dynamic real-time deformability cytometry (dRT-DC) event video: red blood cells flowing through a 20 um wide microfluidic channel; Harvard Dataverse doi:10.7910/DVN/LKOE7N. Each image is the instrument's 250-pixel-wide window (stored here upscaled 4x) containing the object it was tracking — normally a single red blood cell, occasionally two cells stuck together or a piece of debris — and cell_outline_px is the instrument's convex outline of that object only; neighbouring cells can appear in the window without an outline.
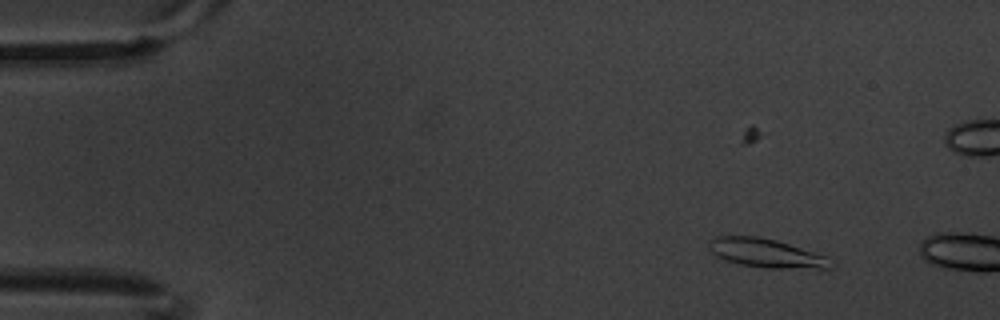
{"species": "common noctule bat (a hibernating species)", "species_latin": "Nyctalus noctula", "temperature_condition": "warm", "stored_images_in_passage": 4, "camera_frame_rate_fps": 3000, "um_per_image_px": 0.085, "animal": {"sex": "male", "body_mass_g": 20.1, "forearm_length_mm": 53.5}, "frame": {"image": 1, "passage_image": 3, "time_ms": 0.667, "image_size_px": [1000, 320], "cell_outline_px": [[836, 264], [828, 268], [768, 268], [740, 264], [724, 260], [716, 256], [712, 252], [708, 244], [708, 240], [716, 236], [756, 236], [776, 240], [828, 256]], "centroid_in_image_um": [65.14, 21.51], "position_along_channel_um": 19.9, "area_um2": 20.52}}